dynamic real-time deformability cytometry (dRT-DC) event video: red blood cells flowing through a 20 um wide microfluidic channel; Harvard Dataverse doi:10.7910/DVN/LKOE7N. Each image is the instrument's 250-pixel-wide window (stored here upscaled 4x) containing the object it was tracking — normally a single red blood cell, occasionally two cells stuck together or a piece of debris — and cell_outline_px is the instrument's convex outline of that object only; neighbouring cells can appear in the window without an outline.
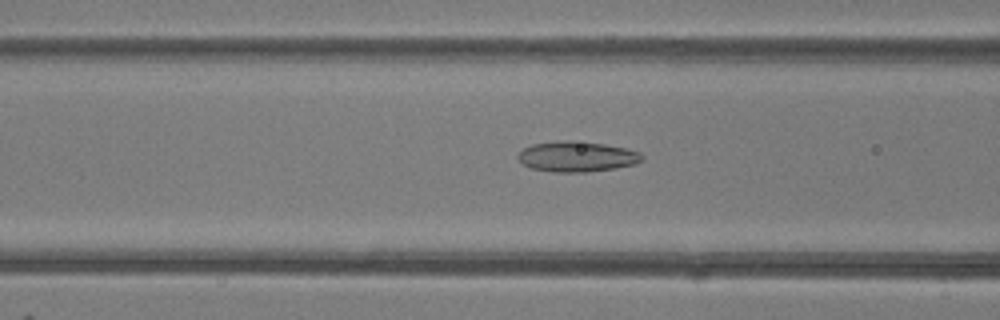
{"species": "common noctule bat (a hibernating species)", "species_latin": "Nyctalus noctula", "temperature_condition": "room temperature", "stored_images_in_passage": 39, "camera_frame_rate_fps": 3000, "um_per_image_px": 0.085, "animal": {"sex": "female"}, "frame": {"image": 1, "passage_image": 20, "time_ms": 6.333, "image_size_px": [1000, 320], "cell_outline_px": [[644, 160], [636, 164], [616, 168], [588, 172], [552, 172], [532, 168], [524, 164], [516, 156], [524, 148], [532, 144], [556, 140], [572, 140], [604, 144], [628, 148], [640, 152], [644, 156]], "centroid_in_image_um": [49.08, 13.3], "position_along_channel_um": 117.5, "area_um2": 22.25}}
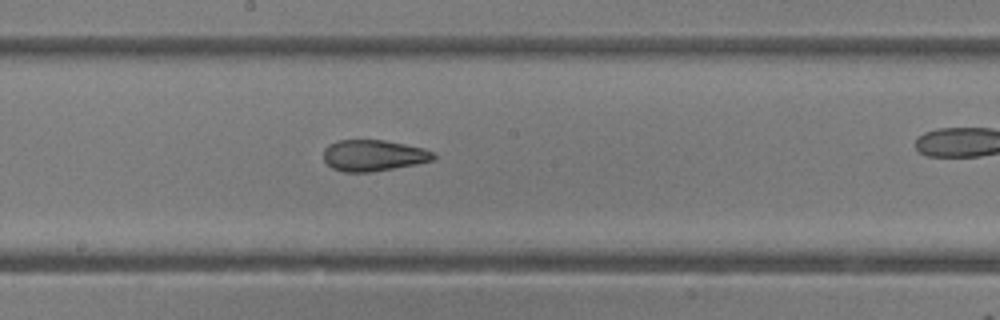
{"frame": {"image": 2, "passage_image": 27, "time_ms": 8.667, "image_size_px": [1000, 320], "cell_outline_px": [[436, 160], [416, 164], [372, 172], [344, 172], [332, 168], [324, 160], [324, 148], [328, 144], [340, 140], [384, 140], [424, 148], [432, 152], [436, 156]], "centroid_in_image_um": [31.75, 13.22], "position_along_channel_um": 216.5, "area_um2": 20.06}}
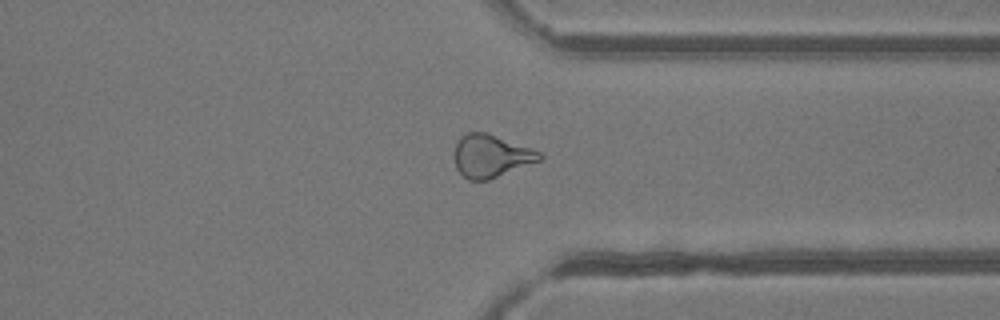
{"frame": {"image": 3, "passage_image": 38, "time_ms": 12.333, "image_size_px": [1000, 320], "cell_outline_px": [[544, 160], [488, 180], [468, 180], [456, 168], [452, 156], [456, 144], [460, 136], [468, 132], [488, 132], [532, 148], [540, 152], [544, 156]], "centroid_in_image_um": [41.75, 13.25], "position_along_channel_um": 369.6, "area_um2": 21.73}}